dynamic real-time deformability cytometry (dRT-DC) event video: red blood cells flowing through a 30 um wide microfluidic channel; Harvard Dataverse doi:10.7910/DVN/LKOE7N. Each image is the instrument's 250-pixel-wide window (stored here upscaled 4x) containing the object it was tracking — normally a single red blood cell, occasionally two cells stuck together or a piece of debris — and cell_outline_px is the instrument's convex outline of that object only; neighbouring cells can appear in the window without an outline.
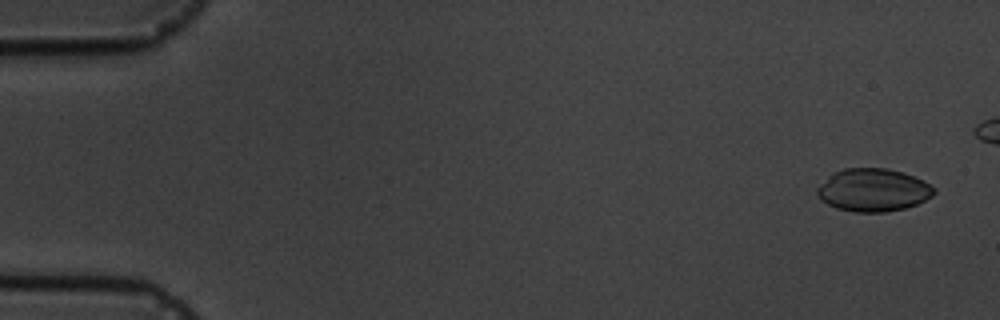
{"species": "common noctule bat (a hibernating species)", "species_latin": "Nyctalus noctula", "temperature_condition": "cold", "stored_images_in_passage": 6, "camera_frame_rate_fps": 3000, "um_per_image_px": 0.085, "animal": {"sex": "male", "body_mass_g": 19.5, "forearm_length_mm": 54.6}, "frame": {"image": 1, "passage_image": 1, "time_ms": 0.0, "image_size_px": [1000, 320], "cell_outline_px": [[936, 192], [932, 196], [916, 204], [904, 208], [884, 212], [856, 212], [836, 208], [820, 200], [816, 192], [816, 188], [832, 172], [844, 168], [888, 168], [924, 180], [936, 188]], "centroid_in_image_um": [74.2, 16.15], "position_along_channel_um": 10.8, "area_um2": 29.25}}